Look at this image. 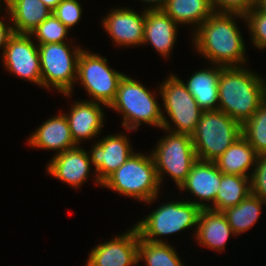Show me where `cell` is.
<instances>
[{
  "mask_svg": "<svg viewBox=\"0 0 266 266\" xmlns=\"http://www.w3.org/2000/svg\"><path fill=\"white\" fill-rule=\"evenodd\" d=\"M156 98L157 96L139 81L124 75L116 97L108 108L122 114V126L128 131L139 129L142 122L162 129V109Z\"/></svg>",
  "mask_w": 266,
  "mask_h": 266,
  "instance_id": "cell-4",
  "label": "cell"
},
{
  "mask_svg": "<svg viewBox=\"0 0 266 266\" xmlns=\"http://www.w3.org/2000/svg\"><path fill=\"white\" fill-rule=\"evenodd\" d=\"M27 140L33 148L57 151L55 155L78 146L72 138L65 113L43 122Z\"/></svg>",
  "mask_w": 266,
  "mask_h": 266,
  "instance_id": "cell-18",
  "label": "cell"
},
{
  "mask_svg": "<svg viewBox=\"0 0 266 266\" xmlns=\"http://www.w3.org/2000/svg\"><path fill=\"white\" fill-rule=\"evenodd\" d=\"M256 7L259 10L266 12V0H257Z\"/></svg>",
  "mask_w": 266,
  "mask_h": 266,
  "instance_id": "cell-37",
  "label": "cell"
},
{
  "mask_svg": "<svg viewBox=\"0 0 266 266\" xmlns=\"http://www.w3.org/2000/svg\"><path fill=\"white\" fill-rule=\"evenodd\" d=\"M178 24L163 10H145L143 44L152 45L163 58H169L173 49Z\"/></svg>",
  "mask_w": 266,
  "mask_h": 266,
  "instance_id": "cell-19",
  "label": "cell"
},
{
  "mask_svg": "<svg viewBox=\"0 0 266 266\" xmlns=\"http://www.w3.org/2000/svg\"><path fill=\"white\" fill-rule=\"evenodd\" d=\"M194 234L199 245L218 252L223 251L228 238L235 235L225 214L209 208L201 210Z\"/></svg>",
  "mask_w": 266,
  "mask_h": 266,
  "instance_id": "cell-20",
  "label": "cell"
},
{
  "mask_svg": "<svg viewBox=\"0 0 266 266\" xmlns=\"http://www.w3.org/2000/svg\"><path fill=\"white\" fill-rule=\"evenodd\" d=\"M201 210L200 207L188 200L170 201L161 204L134 226L141 239L154 243H166L159 237L176 234L192 226L197 227Z\"/></svg>",
  "mask_w": 266,
  "mask_h": 266,
  "instance_id": "cell-6",
  "label": "cell"
},
{
  "mask_svg": "<svg viewBox=\"0 0 266 266\" xmlns=\"http://www.w3.org/2000/svg\"><path fill=\"white\" fill-rule=\"evenodd\" d=\"M141 2L150 3L151 6L148 8H145V10H163L165 8V5L167 3V0H140Z\"/></svg>",
  "mask_w": 266,
  "mask_h": 266,
  "instance_id": "cell-35",
  "label": "cell"
},
{
  "mask_svg": "<svg viewBox=\"0 0 266 266\" xmlns=\"http://www.w3.org/2000/svg\"><path fill=\"white\" fill-rule=\"evenodd\" d=\"M214 12L239 13L245 15L256 6L257 0H211Z\"/></svg>",
  "mask_w": 266,
  "mask_h": 266,
  "instance_id": "cell-33",
  "label": "cell"
},
{
  "mask_svg": "<svg viewBox=\"0 0 266 266\" xmlns=\"http://www.w3.org/2000/svg\"><path fill=\"white\" fill-rule=\"evenodd\" d=\"M251 193L266 202V155H258L254 169L251 170Z\"/></svg>",
  "mask_w": 266,
  "mask_h": 266,
  "instance_id": "cell-32",
  "label": "cell"
},
{
  "mask_svg": "<svg viewBox=\"0 0 266 266\" xmlns=\"http://www.w3.org/2000/svg\"><path fill=\"white\" fill-rule=\"evenodd\" d=\"M251 194L250 177L223 174L212 210L224 211L238 205Z\"/></svg>",
  "mask_w": 266,
  "mask_h": 266,
  "instance_id": "cell-25",
  "label": "cell"
},
{
  "mask_svg": "<svg viewBox=\"0 0 266 266\" xmlns=\"http://www.w3.org/2000/svg\"><path fill=\"white\" fill-rule=\"evenodd\" d=\"M159 94L163 100V111H166L169 121L162 111L163 125L165 132L189 134L195 131L203 110L198 106L195 98L188 91L183 80L178 76L171 75L159 86ZM170 123V124H169Z\"/></svg>",
  "mask_w": 266,
  "mask_h": 266,
  "instance_id": "cell-7",
  "label": "cell"
},
{
  "mask_svg": "<svg viewBox=\"0 0 266 266\" xmlns=\"http://www.w3.org/2000/svg\"><path fill=\"white\" fill-rule=\"evenodd\" d=\"M68 33L69 29L52 13L30 35L37 39V45H44L47 43H64Z\"/></svg>",
  "mask_w": 266,
  "mask_h": 266,
  "instance_id": "cell-29",
  "label": "cell"
},
{
  "mask_svg": "<svg viewBox=\"0 0 266 266\" xmlns=\"http://www.w3.org/2000/svg\"><path fill=\"white\" fill-rule=\"evenodd\" d=\"M163 11L178 25L199 27L213 13L211 0H167Z\"/></svg>",
  "mask_w": 266,
  "mask_h": 266,
  "instance_id": "cell-24",
  "label": "cell"
},
{
  "mask_svg": "<svg viewBox=\"0 0 266 266\" xmlns=\"http://www.w3.org/2000/svg\"><path fill=\"white\" fill-rule=\"evenodd\" d=\"M101 187L144 203L154 202L160 194L161 186L151 153L146 156L134 152L102 182Z\"/></svg>",
  "mask_w": 266,
  "mask_h": 266,
  "instance_id": "cell-3",
  "label": "cell"
},
{
  "mask_svg": "<svg viewBox=\"0 0 266 266\" xmlns=\"http://www.w3.org/2000/svg\"><path fill=\"white\" fill-rule=\"evenodd\" d=\"M264 203L266 204V202L251 193L238 205L222 211L235 236L248 231L254 226L256 221L260 219L261 208Z\"/></svg>",
  "mask_w": 266,
  "mask_h": 266,
  "instance_id": "cell-26",
  "label": "cell"
},
{
  "mask_svg": "<svg viewBox=\"0 0 266 266\" xmlns=\"http://www.w3.org/2000/svg\"><path fill=\"white\" fill-rule=\"evenodd\" d=\"M49 162L46 171L52 177L77 189L86 182L92 168L89 152L79 145L54 155Z\"/></svg>",
  "mask_w": 266,
  "mask_h": 266,
  "instance_id": "cell-16",
  "label": "cell"
},
{
  "mask_svg": "<svg viewBox=\"0 0 266 266\" xmlns=\"http://www.w3.org/2000/svg\"><path fill=\"white\" fill-rule=\"evenodd\" d=\"M242 135L241 124L221 110L203 111L191 135L197 159L215 161Z\"/></svg>",
  "mask_w": 266,
  "mask_h": 266,
  "instance_id": "cell-5",
  "label": "cell"
},
{
  "mask_svg": "<svg viewBox=\"0 0 266 266\" xmlns=\"http://www.w3.org/2000/svg\"><path fill=\"white\" fill-rule=\"evenodd\" d=\"M241 133L258 155H266V99L241 125Z\"/></svg>",
  "mask_w": 266,
  "mask_h": 266,
  "instance_id": "cell-28",
  "label": "cell"
},
{
  "mask_svg": "<svg viewBox=\"0 0 266 266\" xmlns=\"http://www.w3.org/2000/svg\"><path fill=\"white\" fill-rule=\"evenodd\" d=\"M82 7L78 0H62L52 13L69 29L74 27L82 16Z\"/></svg>",
  "mask_w": 266,
  "mask_h": 266,
  "instance_id": "cell-31",
  "label": "cell"
},
{
  "mask_svg": "<svg viewBox=\"0 0 266 266\" xmlns=\"http://www.w3.org/2000/svg\"><path fill=\"white\" fill-rule=\"evenodd\" d=\"M151 155L160 186L164 174H167L179 187L197 160L191 135L169 131L166 136L161 137Z\"/></svg>",
  "mask_w": 266,
  "mask_h": 266,
  "instance_id": "cell-9",
  "label": "cell"
},
{
  "mask_svg": "<svg viewBox=\"0 0 266 266\" xmlns=\"http://www.w3.org/2000/svg\"><path fill=\"white\" fill-rule=\"evenodd\" d=\"M122 234L92 248L85 266H138V230Z\"/></svg>",
  "mask_w": 266,
  "mask_h": 266,
  "instance_id": "cell-12",
  "label": "cell"
},
{
  "mask_svg": "<svg viewBox=\"0 0 266 266\" xmlns=\"http://www.w3.org/2000/svg\"><path fill=\"white\" fill-rule=\"evenodd\" d=\"M129 141L125 134L119 133L105 136L93 144L89 156L96 172L94 183L102 185L134 153Z\"/></svg>",
  "mask_w": 266,
  "mask_h": 266,
  "instance_id": "cell-13",
  "label": "cell"
},
{
  "mask_svg": "<svg viewBox=\"0 0 266 266\" xmlns=\"http://www.w3.org/2000/svg\"><path fill=\"white\" fill-rule=\"evenodd\" d=\"M1 4L2 3H0V10L2 9ZM13 34H14V31H13L12 24L9 25L7 24V21L5 23L4 21L0 19V49L4 50L5 46L8 44L10 37Z\"/></svg>",
  "mask_w": 266,
  "mask_h": 266,
  "instance_id": "cell-34",
  "label": "cell"
},
{
  "mask_svg": "<svg viewBox=\"0 0 266 266\" xmlns=\"http://www.w3.org/2000/svg\"><path fill=\"white\" fill-rule=\"evenodd\" d=\"M265 81L246 67H222L219 76V108L241 125L265 101Z\"/></svg>",
  "mask_w": 266,
  "mask_h": 266,
  "instance_id": "cell-2",
  "label": "cell"
},
{
  "mask_svg": "<svg viewBox=\"0 0 266 266\" xmlns=\"http://www.w3.org/2000/svg\"><path fill=\"white\" fill-rule=\"evenodd\" d=\"M223 173L213 161L197 159L186 179L178 187L179 191H187L199 201H191L201 209H213ZM204 201V203H203ZM210 202V204L206 203Z\"/></svg>",
  "mask_w": 266,
  "mask_h": 266,
  "instance_id": "cell-14",
  "label": "cell"
},
{
  "mask_svg": "<svg viewBox=\"0 0 266 266\" xmlns=\"http://www.w3.org/2000/svg\"><path fill=\"white\" fill-rule=\"evenodd\" d=\"M102 103L93 101H76L65 116L69 123L72 138L77 145L84 140L94 139L104 127Z\"/></svg>",
  "mask_w": 266,
  "mask_h": 266,
  "instance_id": "cell-17",
  "label": "cell"
},
{
  "mask_svg": "<svg viewBox=\"0 0 266 266\" xmlns=\"http://www.w3.org/2000/svg\"><path fill=\"white\" fill-rule=\"evenodd\" d=\"M44 4L50 9L54 10L56 6L62 1V0H42Z\"/></svg>",
  "mask_w": 266,
  "mask_h": 266,
  "instance_id": "cell-36",
  "label": "cell"
},
{
  "mask_svg": "<svg viewBox=\"0 0 266 266\" xmlns=\"http://www.w3.org/2000/svg\"><path fill=\"white\" fill-rule=\"evenodd\" d=\"M171 244L138 241V261L144 260L146 266H184Z\"/></svg>",
  "mask_w": 266,
  "mask_h": 266,
  "instance_id": "cell-27",
  "label": "cell"
},
{
  "mask_svg": "<svg viewBox=\"0 0 266 266\" xmlns=\"http://www.w3.org/2000/svg\"><path fill=\"white\" fill-rule=\"evenodd\" d=\"M222 66L213 64L212 67L198 70L187 80L185 86L195 98L203 111L218 110L219 96L218 84Z\"/></svg>",
  "mask_w": 266,
  "mask_h": 266,
  "instance_id": "cell-22",
  "label": "cell"
},
{
  "mask_svg": "<svg viewBox=\"0 0 266 266\" xmlns=\"http://www.w3.org/2000/svg\"><path fill=\"white\" fill-rule=\"evenodd\" d=\"M125 74L113 70L105 57L83 49L77 62L76 82L80 83L93 102L106 105L114 101L119 83ZM79 81V82H78Z\"/></svg>",
  "mask_w": 266,
  "mask_h": 266,
  "instance_id": "cell-10",
  "label": "cell"
},
{
  "mask_svg": "<svg viewBox=\"0 0 266 266\" xmlns=\"http://www.w3.org/2000/svg\"><path fill=\"white\" fill-rule=\"evenodd\" d=\"M3 3L6 7V18L12 20L13 31L18 34H31L52 14V10L42 0H7Z\"/></svg>",
  "mask_w": 266,
  "mask_h": 266,
  "instance_id": "cell-21",
  "label": "cell"
},
{
  "mask_svg": "<svg viewBox=\"0 0 266 266\" xmlns=\"http://www.w3.org/2000/svg\"><path fill=\"white\" fill-rule=\"evenodd\" d=\"M244 16L254 47L259 50L266 49V12L255 6Z\"/></svg>",
  "mask_w": 266,
  "mask_h": 266,
  "instance_id": "cell-30",
  "label": "cell"
},
{
  "mask_svg": "<svg viewBox=\"0 0 266 266\" xmlns=\"http://www.w3.org/2000/svg\"><path fill=\"white\" fill-rule=\"evenodd\" d=\"M113 8L102 20L103 28L116 46H141L144 39L145 9Z\"/></svg>",
  "mask_w": 266,
  "mask_h": 266,
  "instance_id": "cell-15",
  "label": "cell"
},
{
  "mask_svg": "<svg viewBox=\"0 0 266 266\" xmlns=\"http://www.w3.org/2000/svg\"><path fill=\"white\" fill-rule=\"evenodd\" d=\"M257 158L255 149L241 135L214 162L223 174L251 177L248 171L254 168Z\"/></svg>",
  "mask_w": 266,
  "mask_h": 266,
  "instance_id": "cell-23",
  "label": "cell"
},
{
  "mask_svg": "<svg viewBox=\"0 0 266 266\" xmlns=\"http://www.w3.org/2000/svg\"><path fill=\"white\" fill-rule=\"evenodd\" d=\"M238 17L246 20L243 14L214 12L194 29V48L212 65L241 67L247 63L246 45L236 22Z\"/></svg>",
  "mask_w": 266,
  "mask_h": 266,
  "instance_id": "cell-1",
  "label": "cell"
},
{
  "mask_svg": "<svg viewBox=\"0 0 266 266\" xmlns=\"http://www.w3.org/2000/svg\"><path fill=\"white\" fill-rule=\"evenodd\" d=\"M72 45V42L71 45L66 42L38 45L42 88L53 87L66 97L73 93L77 62L83 49Z\"/></svg>",
  "mask_w": 266,
  "mask_h": 266,
  "instance_id": "cell-8",
  "label": "cell"
},
{
  "mask_svg": "<svg viewBox=\"0 0 266 266\" xmlns=\"http://www.w3.org/2000/svg\"><path fill=\"white\" fill-rule=\"evenodd\" d=\"M30 34L14 33L2 52V62L8 72L42 87L38 45Z\"/></svg>",
  "mask_w": 266,
  "mask_h": 266,
  "instance_id": "cell-11",
  "label": "cell"
}]
</instances>
